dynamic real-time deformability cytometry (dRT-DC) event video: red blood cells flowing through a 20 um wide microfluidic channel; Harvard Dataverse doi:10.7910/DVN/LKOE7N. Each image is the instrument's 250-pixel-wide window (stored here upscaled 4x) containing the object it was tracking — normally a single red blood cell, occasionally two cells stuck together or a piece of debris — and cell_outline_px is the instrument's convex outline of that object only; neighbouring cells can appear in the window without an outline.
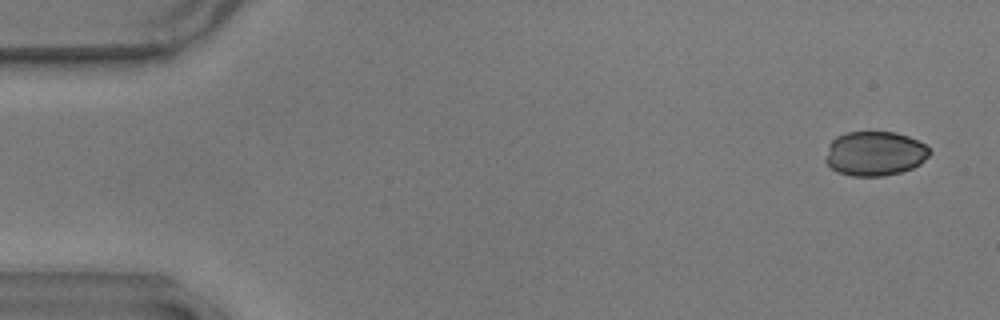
{"species": "common noctule bat (a hibernating species)", "species_latin": "Nyctalus noctula", "temperature_condition": "warm", "stored_images_in_passage": 56, "camera_frame_rate_fps": 3000, "um_per_image_px": 0.085, "animal": {"sex": "male", "body_mass_g": 17.9}, "frame": {"image": 1, "passage_image": 3, "time_ms": 0.667, "image_size_px": [1000, 320], "cell_outline_px": [[932, 152], [920, 164], [912, 168], [900, 172], [884, 176], [852, 176], [836, 172], [824, 160], [828, 144], [836, 136], [848, 132], [896, 132], [908, 136], [924, 144]], "centroid_in_image_um": [74.33, 13.05], "position_along_channel_um": 10.7, "area_um2": 27.11}}
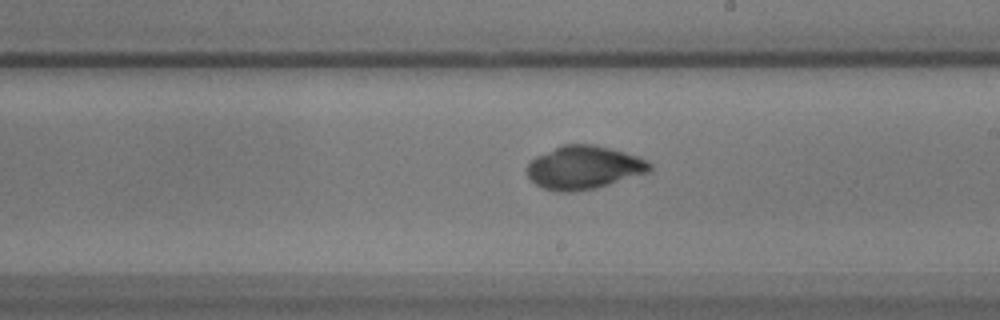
{"frame": {"image": 2, "passage_image": 32, "time_ms": 10.333, "image_size_px": [1000, 320], "cell_outline_px": [[652, 172], [596, 188], [576, 192], [560, 192], [544, 188], [536, 184], [528, 176], [528, 164], [536, 156], [560, 144], [596, 144], [624, 152], [648, 160], [652, 164]], "centroid_in_image_um": [49.67, 14.23], "position_along_channel_um": 239.3, "area_um2": 31.21}}
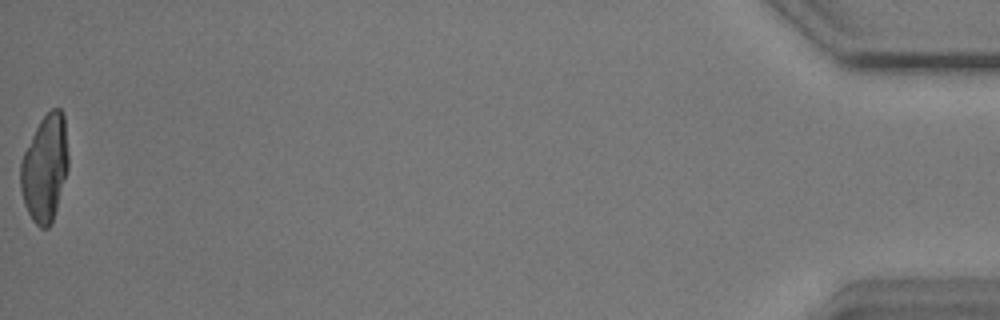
{"frame": {"image": 3, "passage_image": 56, "time_ms": 18.333, "image_size_px": [1000, 320], "cell_outline_px": [[68, 168], [52, 224], [48, 228], [40, 228], [32, 220], [24, 204], [20, 188], [20, 160], [40, 120], [52, 108], [60, 108], [64, 116], [68, 156]], "centroid_in_image_um": [3.81, 14.32], "position_along_channel_um": 431.4, "area_um2": 29.71}}